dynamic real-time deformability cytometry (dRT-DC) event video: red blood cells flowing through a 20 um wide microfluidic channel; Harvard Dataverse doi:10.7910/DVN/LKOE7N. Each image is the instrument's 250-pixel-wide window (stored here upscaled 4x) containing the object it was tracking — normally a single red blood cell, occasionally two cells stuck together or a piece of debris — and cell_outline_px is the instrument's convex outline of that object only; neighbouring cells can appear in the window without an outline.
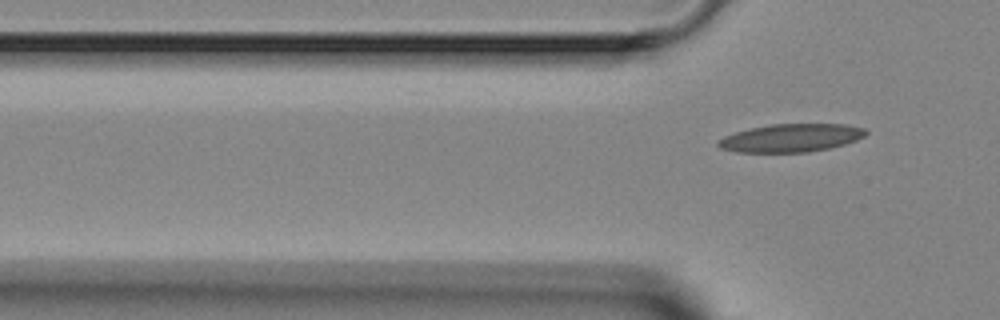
{"species": "Egyptian fruit bat (a non-hibernating species)", "species_latin": "Rousettus aegyptiacus", "temperature_condition": "room temperature", "stored_images_in_passage": 4, "camera_frame_rate_fps": 3000, "um_per_image_px": 0.085, "animal": {"sex": "female"}, "frame": {"image": 1, "passage_image": 4, "time_ms": 3.667, "image_size_px": [1000, 320], "cell_outline_px": [[868, 132], [864, 136], [856, 140], [844, 144], [828, 148], [808, 152], [736, 152], [720, 148], [716, 144], [716, 140], [724, 136], [736, 132], [752, 128], [772, 124], [844, 124], [864, 128]], "centroid_in_image_um": [67.21, 11.72], "position_along_channel_um": 58.6, "area_um2": 24.04}}